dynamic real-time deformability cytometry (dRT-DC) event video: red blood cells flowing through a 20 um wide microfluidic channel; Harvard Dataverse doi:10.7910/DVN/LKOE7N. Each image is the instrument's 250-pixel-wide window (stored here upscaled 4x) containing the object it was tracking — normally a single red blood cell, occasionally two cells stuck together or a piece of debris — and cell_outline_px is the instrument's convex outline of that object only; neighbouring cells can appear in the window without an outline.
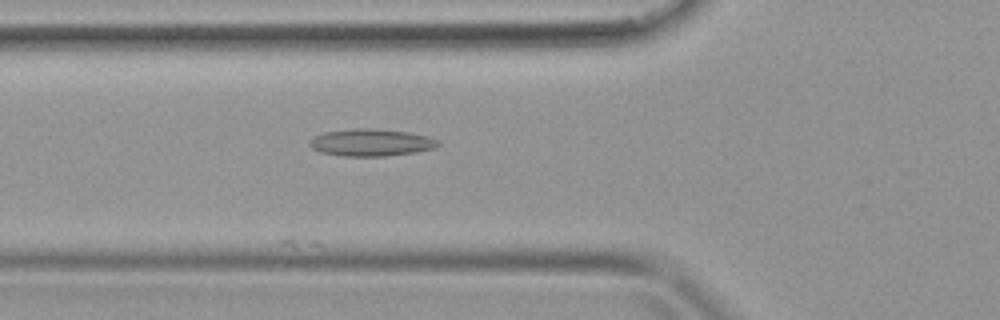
{"species": "common noctule bat (a hibernating species)", "species_latin": "Nyctalus noctula", "temperature_condition": "warm", "stored_images_in_passage": 6, "camera_frame_rate_fps": 3000, "um_per_image_px": 0.085, "animal": {"sex": "female", "body_mass_g": 19.9}, "frame": {"image": 1, "passage_image": 2, "time_ms": 0.333, "image_size_px": [1000, 320], "cell_outline_px": [[440, 144], [432, 148], [416, 152], [384, 156], [344, 156], [320, 152], [312, 148], [308, 144], [308, 140], [312, 136], [324, 132], [352, 128], [372, 128], [408, 132], [428, 136], [440, 140]], "centroid_in_image_um": [31.5, 12.1], "position_along_channel_um": 94.3, "area_um2": 20.52}}